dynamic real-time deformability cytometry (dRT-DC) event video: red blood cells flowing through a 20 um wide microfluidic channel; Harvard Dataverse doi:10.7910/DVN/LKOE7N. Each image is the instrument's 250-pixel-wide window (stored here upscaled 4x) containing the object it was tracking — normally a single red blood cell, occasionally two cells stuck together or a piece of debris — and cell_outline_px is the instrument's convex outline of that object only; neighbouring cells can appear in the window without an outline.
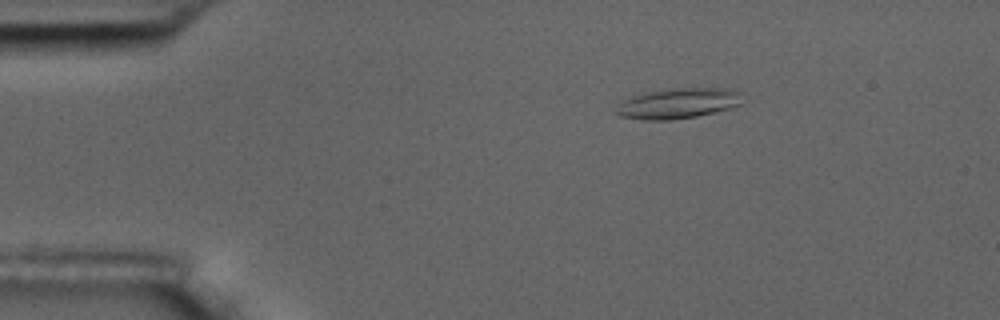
{"species": "common noctule bat (a hibernating species)", "species_latin": "Nyctalus noctula", "temperature_condition": "room temperature", "stored_images_in_passage": 5, "camera_frame_rate_fps": 3000, "um_per_image_px": 0.085, "animal": {"sex": "male", "body_mass_g": 17.5, "forearm_length_mm": 52.3}, "frame": {"image": 1, "passage_image": 3, "time_ms": 2.333, "image_size_px": [1000, 320], "cell_outline_px": [[744, 104], [732, 108], [696, 116], [672, 120], [644, 120], [616, 116], [612, 112], [624, 100], [632, 96], [652, 92], [676, 88], [716, 88], [740, 92]], "centroid_in_image_um": [57.63, 8.81], "position_along_channel_um": 27.4, "area_um2": 22.31}}